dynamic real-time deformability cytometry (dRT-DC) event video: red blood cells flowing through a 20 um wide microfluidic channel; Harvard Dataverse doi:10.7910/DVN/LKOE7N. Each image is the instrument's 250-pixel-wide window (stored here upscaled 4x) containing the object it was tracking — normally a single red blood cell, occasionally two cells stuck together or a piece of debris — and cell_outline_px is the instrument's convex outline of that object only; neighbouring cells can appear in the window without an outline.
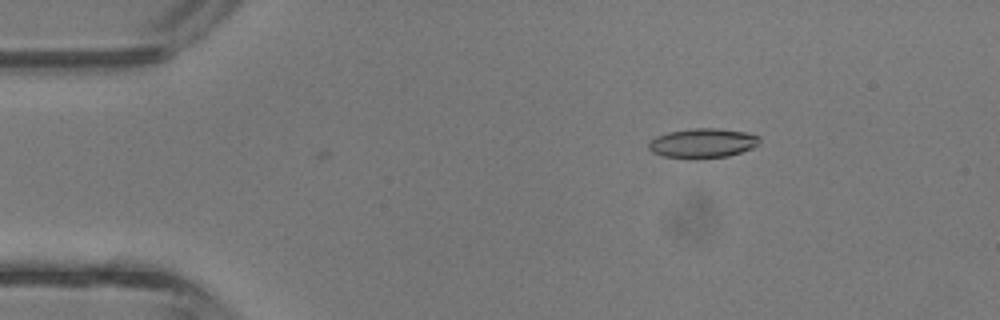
{"species": "common noctule bat (a hibernating species)", "species_latin": "Nyctalus noctula", "temperature_condition": "room temperature", "stored_images_in_passage": 2, "camera_frame_rate_fps": 3000, "um_per_image_px": 0.085, "animal": {"sex": "male", "body_mass_g": 13.3}, "frame": {"image": 1, "passage_image": 2, "time_ms": 0.333, "image_size_px": [1000, 320], "cell_outline_px": [[760, 144], [752, 148], [728, 156], [696, 160], [664, 156], [652, 152], [648, 148], [648, 144], [656, 136], [668, 132], [692, 128], [716, 128], [744, 132], [760, 136]], "centroid_in_image_um": [59.73, 12.18], "position_along_channel_um": 25.3, "area_um2": 19.31}}